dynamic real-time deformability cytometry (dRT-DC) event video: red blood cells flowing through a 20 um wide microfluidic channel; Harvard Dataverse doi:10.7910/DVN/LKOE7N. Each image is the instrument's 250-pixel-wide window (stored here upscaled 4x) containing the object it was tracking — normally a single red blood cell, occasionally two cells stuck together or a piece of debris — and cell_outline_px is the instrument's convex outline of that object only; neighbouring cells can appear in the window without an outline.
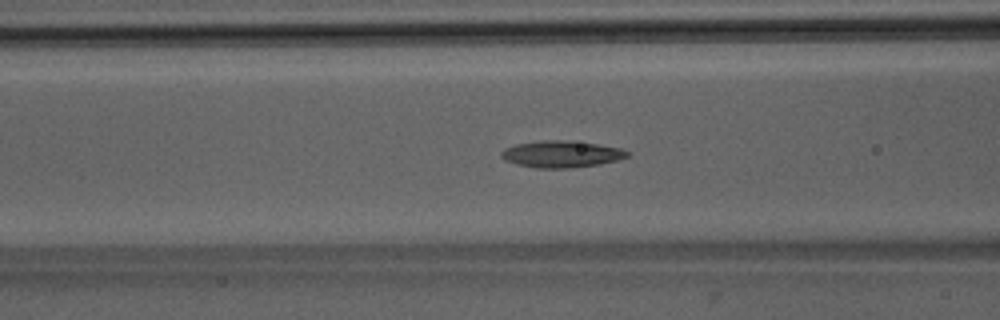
{"species": "Egyptian fruit bat (a non-hibernating species)", "species_latin": "Rousettus aegyptiacus", "temperature_condition": "room temperature", "stored_images_in_passage": 51, "camera_frame_rate_fps": 3000, "um_per_image_px": 0.085, "animal": {"sex": "male"}, "frame": {"image": 1, "passage_image": 20, "time_ms": 6.333, "image_size_px": [1000, 320], "cell_outline_px": [[632, 152], [628, 156], [616, 160], [600, 164], [568, 168], [536, 168], [516, 164], [504, 160], [500, 156], [500, 152], [504, 148], [516, 144], [540, 140], [572, 140], [620, 148]], "centroid_in_image_um": [47.69, 13.09], "position_along_channel_um": 118.9, "area_um2": 19.77}}
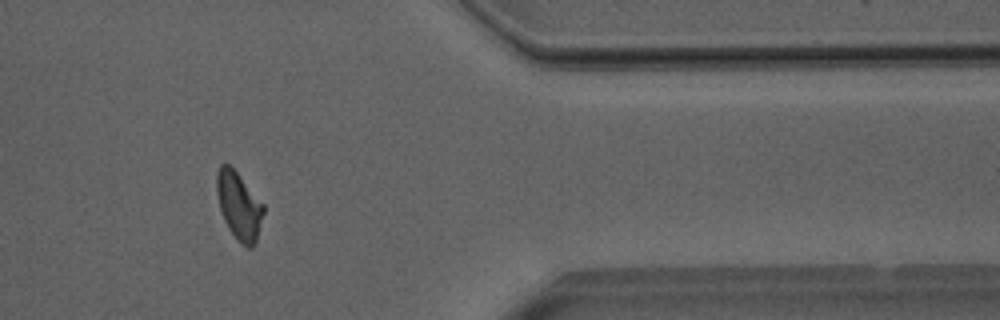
{"frame": {"image": 2, "passage_image": 42, "time_ms": 13.667, "image_size_px": [1000, 320], "cell_outline_px": [[264, 212], [256, 240], [252, 248], [248, 248], [228, 228], [224, 220], [220, 208], [216, 192], [216, 172], [220, 164], [228, 164], [236, 172], [264, 204]], "centroid_in_image_um": [20.3, 17.45], "position_along_channel_um": 391.1, "area_um2": 18.03}}
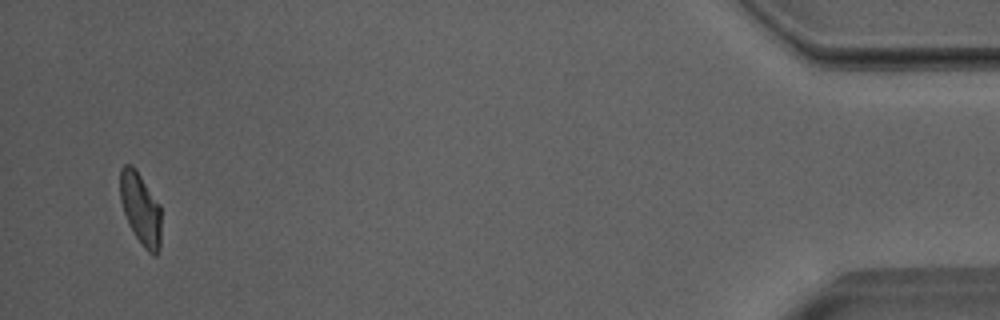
{"frame": {"image": 3, "passage_image": 49, "time_ms": 16.0, "image_size_px": [1000, 320], "cell_outline_px": [[160, 248], [156, 256], [152, 256], [144, 248], [128, 224], [120, 200], [120, 168], [124, 164], [132, 164], [136, 168], [160, 204]], "centroid_in_image_um": [11.95, 17.72], "position_along_channel_um": 423.3, "area_um2": 17.46}, "authors_computed_cell_mechanics": {"area_um2": 18.6116, "velocity_mm_per_s": 4.0035, "shape_relaxation_time_tau1_ms": 6.2461, "shape_relaxation_time_tau2_ms": 3.4087, "deformation_change_tau1": 0.1945, "deformation_change_tau2": 0.0815}}